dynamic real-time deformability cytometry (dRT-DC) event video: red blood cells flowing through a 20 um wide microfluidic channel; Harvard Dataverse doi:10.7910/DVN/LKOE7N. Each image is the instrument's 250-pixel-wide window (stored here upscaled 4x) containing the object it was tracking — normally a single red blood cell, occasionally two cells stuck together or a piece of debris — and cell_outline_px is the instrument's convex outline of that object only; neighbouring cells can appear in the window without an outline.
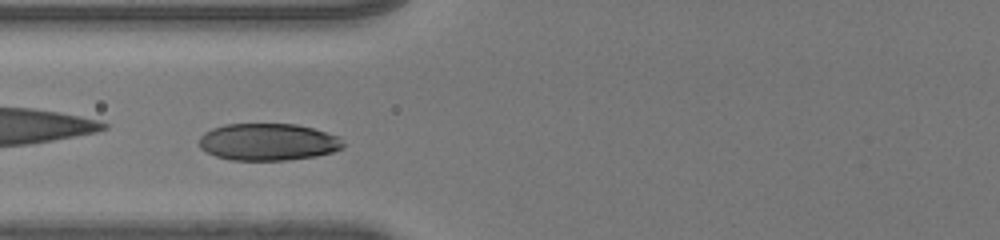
{"species": "human", "species_latin": "Homo sapiens", "temperature_condition": "room temperature", "stored_images_in_passage": 36, "camera_frame_rate_fps": 3000, "um_per_image_px": 0.085, "donor": {"sex": "male"}, "frame": {"image": 1, "passage_image": 9, "time_ms": 2.667, "image_size_px": [1000, 240], "cell_outline_px": [[344, 148], [332, 152], [316, 156], [288, 160], [232, 160], [216, 156], [200, 148], [200, 136], [204, 132], [212, 128], [224, 124], [296, 124], [312, 128], [340, 136], [344, 144]], "centroid_in_image_um": [22.81, 12.06], "position_along_channel_um": 103.0, "area_um2": 31.21}}
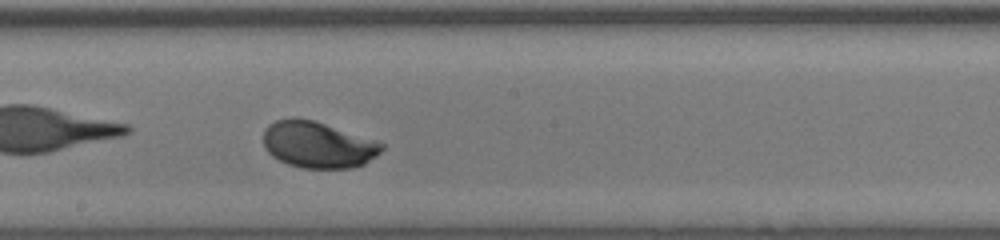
{"frame": {"image": 2, "passage_image": 18, "time_ms": 5.667, "image_size_px": [1000, 240], "cell_outline_px": [[384, 148], [380, 152], [364, 164], [352, 168], [300, 168], [288, 164], [272, 156], [264, 148], [264, 132], [268, 124], [276, 120], [292, 116], [296, 116], [316, 120], [384, 144]], "centroid_in_image_um": [26.98, 12.28], "position_along_channel_um": 221.2, "area_um2": 32.14}}
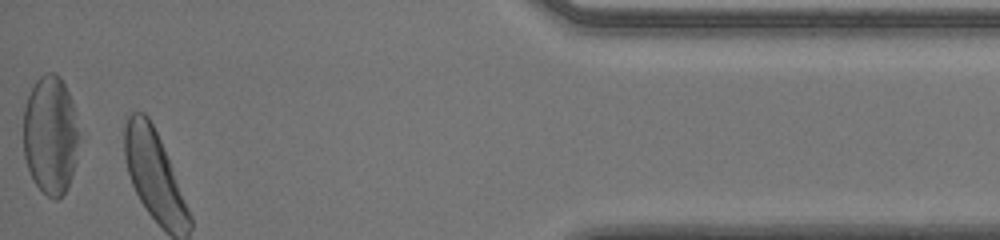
{"frame": {"image": 3, "passage_image": 36, "time_ms": 11.667, "image_size_px": [1000, 240], "cell_outline_px": [[88, 136], [68, 184], [64, 192], [56, 200], [48, 196], [32, 180], [24, 156], [24, 108], [28, 96], [36, 80], [40, 76], [48, 72], [52, 72], [60, 76], [72, 100]], "centroid_in_image_um": [4.42, 11.47], "position_along_channel_um": 430.8, "area_um2": 40.58}, "authors_computed_cell_mechanics": {"area_um2": 31.6744, "velocity_mm_per_s": 3.9561, "shape_relaxation_time_tau1_ms": 1.5868, "shape_relaxation_time_tau2_ms": null, "deformation_change_tau1": 0.1204, "deformation_change_tau2": null}}